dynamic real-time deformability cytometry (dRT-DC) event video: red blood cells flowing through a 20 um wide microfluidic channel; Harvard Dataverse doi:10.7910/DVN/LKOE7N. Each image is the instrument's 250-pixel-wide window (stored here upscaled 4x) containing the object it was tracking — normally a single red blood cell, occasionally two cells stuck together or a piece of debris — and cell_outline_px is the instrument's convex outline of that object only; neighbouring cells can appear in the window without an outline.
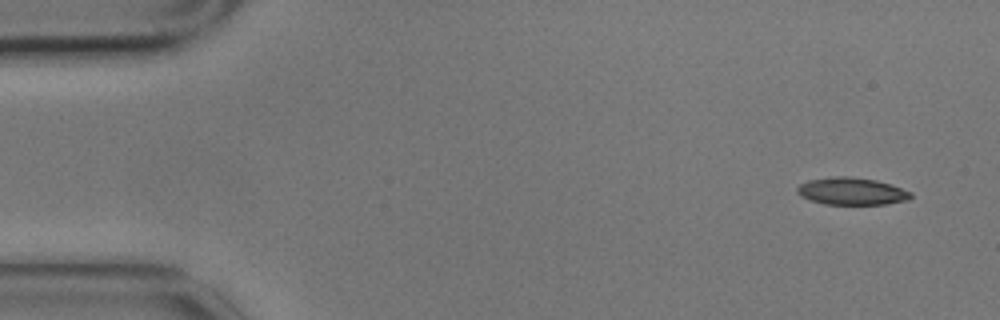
{"species": "common noctule bat (a hibernating species)", "species_latin": "Nyctalus noctula", "temperature_condition": "cold", "stored_images_in_passage": 4, "camera_frame_rate_fps": 3000, "um_per_image_px": 0.085, "animal": {"sex": "male", "body_mass_g": 17.9}, "frame": {"image": 1, "passage_image": 1, "time_ms": 0.0, "image_size_px": [1000, 320], "cell_outline_px": [[912, 196], [908, 200], [888, 204], [824, 204], [800, 196], [796, 192], [796, 188], [800, 184], [808, 180], [836, 176], [848, 176], [876, 180], [892, 184], [912, 192]], "centroid_in_image_um": [72.41, 16.25], "position_along_channel_um": 12.6, "area_um2": 18.15}}
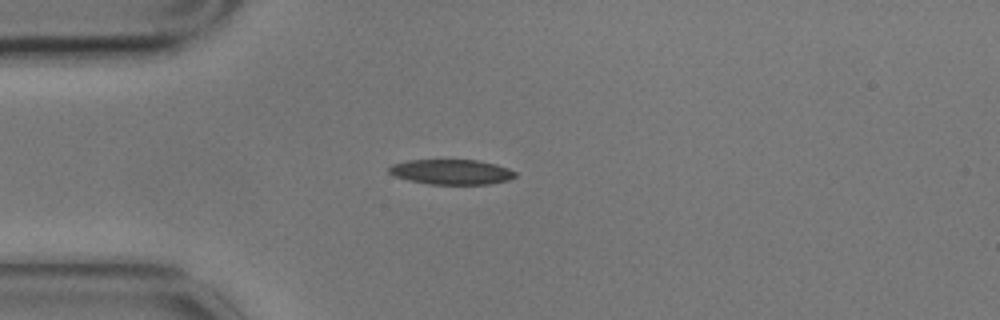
{"frame": {"image": 2, "passage_image": 3, "time_ms": 0.667, "image_size_px": [1000, 320], "cell_outline_px": [[516, 176], [508, 180], [488, 184], [428, 184], [408, 180], [396, 176], [388, 172], [388, 168], [392, 164], [408, 160], [476, 160], [496, 164], [508, 168], [516, 172]], "centroid_in_image_um": [38.37, 14.61], "position_along_channel_um": 46.6, "area_um2": 18.38}}